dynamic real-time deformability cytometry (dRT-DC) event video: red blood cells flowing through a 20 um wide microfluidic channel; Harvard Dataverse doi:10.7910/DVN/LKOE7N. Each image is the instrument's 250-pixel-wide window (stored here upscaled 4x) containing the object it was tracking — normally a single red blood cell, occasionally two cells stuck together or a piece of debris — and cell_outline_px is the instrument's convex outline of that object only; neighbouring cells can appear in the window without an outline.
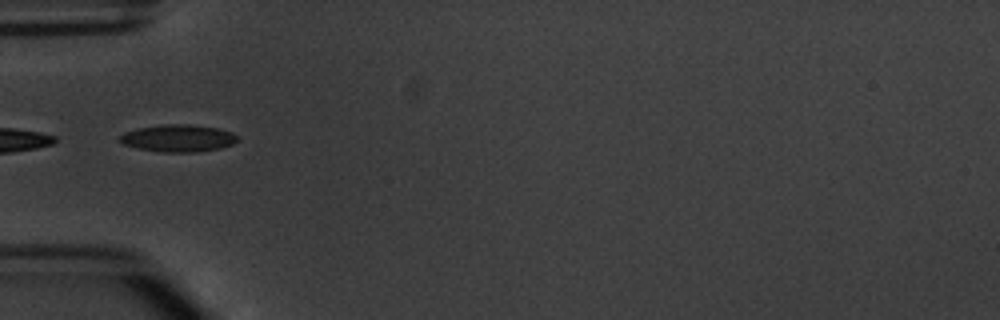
{"species": "common noctule bat (a hibernating species)", "species_latin": "Nyctalus noctula", "temperature_condition": "warm", "stored_images_in_passage": 5, "camera_frame_rate_fps": 3000, "um_per_image_px": 0.085, "animal": {"sex": "male", "body_mass_g": 20.1, "forearm_length_mm": 53.5}, "frame": {"image": 1, "passage_image": 4, "time_ms": 3.667, "image_size_px": [1000, 320], "cell_outline_px": [[236, 140], [232, 144], [220, 148], [196, 152], [164, 152], [140, 148], [124, 144], [120, 140], [120, 136], [124, 132], [136, 128], [164, 124], [188, 124], [216, 128], [232, 132], [236, 136]], "centroid_in_image_um": [15.13, 11.74], "position_along_channel_um": 69.9, "area_um2": 18.38}}